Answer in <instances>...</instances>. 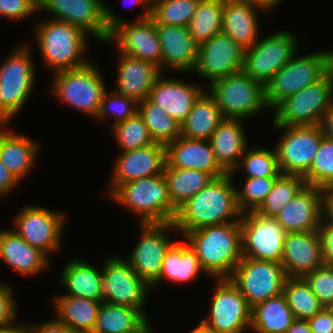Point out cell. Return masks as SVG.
<instances>
[{"label":"cell","mask_w":333,"mask_h":333,"mask_svg":"<svg viewBox=\"0 0 333 333\" xmlns=\"http://www.w3.org/2000/svg\"><path fill=\"white\" fill-rule=\"evenodd\" d=\"M333 103V84L325 75L319 81L304 87L282 101L273 111V125H319L328 107Z\"/></svg>","instance_id":"obj_10"},{"label":"cell","mask_w":333,"mask_h":333,"mask_svg":"<svg viewBox=\"0 0 333 333\" xmlns=\"http://www.w3.org/2000/svg\"><path fill=\"white\" fill-rule=\"evenodd\" d=\"M8 122H0V161L21 181L36 165L40 143L28 136L8 131Z\"/></svg>","instance_id":"obj_30"},{"label":"cell","mask_w":333,"mask_h":333,"mask_svg":"<svg viewBox=\"0 0 333 333\" xmlns=\"http://www.w3.org/2000/svg\"><path fill=\"white\" fill-rule=\"evenodd\" d=\"M112 134L121 152L141 149L154 144L143 118L137 113L125 121L112 125Z\"/></svg>","instance_id":"obj_44"},{"label":"cell","mask_w":333,"mask_h":333,"mask_svg":"<svg viewBox=\"0 0 333 333\" xmlns=\"http://www.w3.org/2000/svg\"><path fill=\"white\" fill-rule=\"evenodd\" d=\"M136 4L143 6L144 11L138 16L137 20H143L151 17V6L146 2V0H133Z\"/></svg>","instance_id":"obj_62"},{"label":"cell","mask_w":333,"mask_h":333,"mask_svg":"<svg viewBox=\"0 0 333 333\" xmlns=\"http://www.w3.org/2000/svg\"><path fill=\"white\" fill-rule=\"evenodd\" d=\"M168 167L201 170L213 178L228 174L217 162L209 140L188 139L180 135L165 145Z\"/></svg>","instance_id":"obj_24"},{"label":"cell","mask_w":333,"mask_h":333,"mask_svg":"<svg viewBox=\"0 0 333 333\" xmlns=\"http://www.w3.org/2000/svg\"><path fill=\"white\" fill-rule=\"evenodd\" d=\"M56 317L77 332L93 331L102 302L58 295L54 299Z\"/></svg>","instance_id":"obj_37"},{"label":"cell","mask_w":333,"mask_h":333,"mask_svg":"<svg viewBox=\"0 0 333 333\" xmlns=\"http://www.w3.org/2000/svg\"><path fill=\"white\" fill-rule=\"evenodd\" d=\"M277 178H244L243 188H236L237 203L244 212L255 211L265 200Z\"/></svg>","instance_id":"obj_48"},{"label":"cell","mask_w":333,"mask_h":333,"mask_svg":"<svg viewBox=\"0 0 333 333\" xmlns=\"http://www.w3.org/2000/svg\"><path fill=\"white\" fill-rule=\"evenodd\" d=\"M323 218V189L307 185L275 217L286 233L317 231Z\"/></svg>","instance_id":"obj_25"},{"label":"cell","mask_w":333,"mask_h":333,"mask_svg":"<svg viewBox=\"0 0 333 333\" xmlns=\"http://www.w3.org/2000/svg\"><path fill=\"white\" fill-rule=\"evenodd\" d=\"M242 121L244 119L226 118L209 139L218 164L228 174L237 168L249 145Z\"/></svg>","instance_id":"obj_31"},{"label":"cell","mask_w":333,"mask_h":333,"mask_svg":"<svg viewBox=\"0 0 333 333\" xmlns=\"http://www.w3.org/2000/svg\"><path fill=\"white\" fill-rule=\"evenodd\" d=\"M139 310L102 302L94 326L96 333H142L150 326Z\"/></svg>","instance_id":"obj_34"},{"label":"cell","mask_w":333,"mask_h":333,"mask_svg":"<svg viewBox=\"0 0 333 333\" xmlns=\"http://www.w3.org/2000/svg\"><path fill=\"white\" fill-rule=\"evenodd\" d=\"M31 333H79L61 322L57 317L50 321L30 325Z\"/></svg>","instance_id":"obj_54"},{"label":"cell","mask_w":333,"mask_h":333,"mask_svg":"<svg viewBox=\"0 0 333 333\" xmlns=\"http://www.w3.org/2000/svg\"><path fill=\"white\" fill-rule=\"evenodd\" d=\"M159 0H146V2L152 7L155 3H157Z\"/></svg>","instance_id":"obj_64"},{"label":"cell","mask_w":333,"mask_h":333,"mask_svg":"<svg viewBox=\"0 0 333 333\" xmlns=\"http://www.w3.org/2000/svg\"><path fill=\"white\" fill-rule=\"evenodd\" d=\"M323 217L333 223V186L323 189Z\"/></svg>","instance_id":"obj_56"},{"label":"cell","mask_w":333,"mask_h":333,"mask_svg":"<svg viewBox=\"0 0 333 333\" xmlns=\"http://www.w3.org/2000/svg\"><path fill=\"white\" fill-rule=\"evenodd\" d=\"M239 223L242 257L281 263L286 231L275 218L248 211Z\"/></svg>","instance_id":"obj_14"},{"label":"cell","mask_w":333,"mask_h":333,"mask_svg":"<svg viewBox=\"0 0 333 333\" xmlns=\"http://www.w3.org/2000/svg\"><path fill=\"white\" fill-rule=\"evenodd\" d=\"M306 186L305 179L302 176L281 174L255 212L265 217L275 218Z\"/></svg>","instance_id":"obj_42"},{"label":"cell","mask_w":333,"mask_h":333,"mask_svg":"<svg viewBox=\"0 0 333 333\" xmlns=\"http://www.w3.org/2000/svg\"><path fill=\"white\" fill-rule=\"evenodd\" d=\"M105 5V23L109 31L105 43L114 42L119 53L154 63L161 67L162 49L156 24L151 17L126 22Z\"/></svg>","instance_id":"obj_8"},{"label":"cell","mask_w":333,"mask_h":333,"mask_svg":"<svg viewBox=\"0 0 333 333\" xmlns=\"http://www.w3.org/2000/svg\"><path fill=\"white\" fill-rule=\"evenodd\" d=\"M34 31L40 55L48 69L57 72L78 68L90 61L84 55L89 35L82 28L65 21L46 19Z\"/></svg>","instance_id":"obj_3"},{"label":"cell","mask_w":333,"mask_h":333,"mask_svg":"<svg viewBox=\"0 0 333 333\" xmlns=\"http://www.w3.org/2000/svg\"><path fill=\"white\" fill-rule=\"evenodd\" d=\"M109 197L135 213L139 224L173 222L177 213L163 173L119 185Z\"/></svg>","instance_id":"obj_4"},{"label":"cell","mask_w":333,"mask_h":333,"mask_svg":"<svg viewBox=\"0 0 333 333\" xmlns=\"http://www.w3.org/2000/svg\"><path fill=\"white\" fill-rule=\"evenodd\" d=\"M246 49L224 33L198 45L197 61L193 74L208 80H215L241 72Z\"/></svg>","instance_id":"obj_18"},{"label":"cell","mask_w":333,"mask_h":333,"mask_svg":"<svg viewBox=\"0 0 333 333\" xmlns=\"http://www.w3.org/2000/svg\"><path fill=\"white\" fill-rule=\"evenodd\" d=\"M182 236L196 252L207 276L214 279L229 278L242 258L239 222L206 226Z\"/></svg>","instance_id":"obj_2"},{"label":"cell","mask_w":333,"mask_h":333,"mask_svg":"<svg viewBox=\"0 0 333 333\" xmlns=\"http://www.w3.org/2000/svg\"><path fill=\"white\" fill-rule=\"evenodd\" d=\"M66 215L37 205L24 207L14 218V231L47 257L62 241Z\"/></svg>","instance_id":"obj_17"},{"label":"cell","mask_w":333,"mask_h":333,"mask_svg":"<svg viewBox=\"0 0 333 333\" xmlns=\"http://www.w3.org/2000/svg\"><path fill=\"white\" fill-rule=\"evenodd\" d=\"M319 126L324 136L333 139V103L325 111Z\"/></svg>","instance_id":"obj_57"},{"label":"cell","mask_w":333,"mask_h":333,"mask_svg":"<svg viewBox=\"0 0 333 333\" xmlns=\"http://www.w3.org/2000/svg\"><path fill=\"white\" fill-rule=\"evenodd\" d=\"M116 92L137 102L148 98L151 88L162 73L154 63L126 54H118Z\"/></svg>","instance_id":"obj_27"},{"label":"cell","mask_w":333,"mask_h":333,"mask_svg":"<svg viewBox=\"0 0 333 333\" xmlns=\"http://www.w3.org/2000/svg\"><path fill=\"white\" fill-rule=\"evenodd\" d=\"M257 11L264 12L262 8L246 0L223 1L222 33L243 48H251L260 39Z\"/></svg>","instance_id":"obj_28"},{"label":"cell","mask_w":333,"mask_h":333,"mask_svg":"<svg viewBox=\"0 0 333 333\" xmlns=\"http://www.w3.org/2000/svg\"><path fill=\"white\" fill-rule=\"evenodd\" d=\"M215 280L210 313L198 323L208 333H245L250 329L252 308L229 278Z\"/></svg>","instance_id":"obj_9"},{"label":"cell","mask_w":333,"mask_h":333,"mask_svg":"<svg viewBox=\"0 0 333 333\" xmlns=\"http://www.w3.org/2000/svg\"><path fill=\"white\" fill-rule=\"evenodd\" d=\"M283 295L296 319L306 320L324 308L303 277H287Z\"/></svg>","instance_id":"obj_41"},{"label":"cell","mask_w":333,"mask_h":333,"mask_svg":"<svg viewBox=\"0 0 333 333\" xmlns=\"http://www.w3.org/2000/svg\"><path fill=\"white\" fill-rule=\"evenodd\" d=\"M239 167L245 170V178H278L281 175L275 147L273 150H268L248 146L237 168L230 174L234 175Z\"/></svg>","instance_id":"obj_43"},{"label":"cell","mask_w":333,"mask_h":333,"mask_svg":"<svg viewBox=\"0 0 333 333\" xmlns=\"http://www.w3.org/2000/svg\"><path fill=\"white\" fill-rule=\"evenodd\" d=\"M246 1L267 11L279 5L282 0H246Z\"/></svg>","instance_id":"obj_60"},{"label":"cell","mask_w":333,"mask_h":333,"mask_svg":"<svg viewBox=\"0 0 333 333\" xmlns=\"http://www.w3.org/2000/svg\"><path fill=\"white\" fill-rule=\"evenodd\" d=\"M287 276L281 263L242 257L229 279L252 308L283 293Z\"/></svg>","instance_id":"obj_12"},{"label":"cell","mask_w":333,"mask_h":333,"mask_svg":"<svg viewBox=\"0 0 333 333\" xmlns=\"http://www.w3.org/2000/svg\"><path fill=\"white\" fill-rule=\"evenodd\" d=\"M191 333H208L200 324H198Z\"/></svg>","instance_id":"obj_63"},{"label":"cell","mask_w":333,"mask_h":333,"mask_svg":"<svg viewBox=\"0 0 333 333\" xmlns=\"http://www.w3.org/2000/svg\"><path fill=\"white\" fill-rule=\"evenodd\" d=\"M0 259L20 275H37L49 267V257L13 229L0 230Z\"/></svg>","instance_id":"obj_29"},{"label":"cell","mask_w":333,"mask_h":333,"mask_svg":"<svg viewBox=\"0 0 333 333\" xmlns=\"http://www.w3.org/2000/svg\"><path fill=\"white\" fill-rule=\"evenodd\" d=\"M205 89L215 100L225 118L247 119L268 106L265 86L243 71L218 79Z\"/></svg>","instance_id":"obj_7"},{"label":"cell","mask_w":333,"mask_h":333,"mask_svg":"<svg viewBox=\"0 0 333 333\" xmlns=\"http://www.w3.org/2000/svg\"><path fill=\"white\" fill-rule=\"evenodd\" d=\"M156 30L162 49L160 71L166 67L180 73H192L197 61L198 44L188 27L156 24Z\"/></svg>","instance_id":"obj_26"},{"label":"cell","mask_w":333,"mask_h":333,"mask_svg":"<svg viewBox=\"0 0 333 333\" xmlns=\"http://www.w3.org/2000/svg\"><path fill=\"white\" fill-rule=\"evenodd\" d=\"M324 307L333 308V265L324 264L303 277Z\"/></svg>","instance_id":"obj_49"},{"label":"cell","mask_w":333,"mask_h":333,"mask_svg":"<svg viewBox=\"0 0 333 333\" xmlns=\"http://www.w3.org/2000/svg\"><path fill=\"white\" fill-rule=\"evenodd\" d=\"M138 114L154 142L166 145L181 135V125L148 98L138 102Z\"/></svg>","instance_id":"obj_40"},{"label":"cell","mask_w":333,"mask_h":333,"mask_svg":"<svg viewBox=\"0 0 333 333\" xmlns=\"http://www.w3.org/2000/svg\"><path fill=\"white\" fill-rule=\"evenodd\" d=\"M223 0H200L188 25L199 45L222 32Z\"/></svg>","instance_id":"obj_39"},{"label":"cell","mask_w":333,"mask_h":333,"mask_svg":"<svg viewBox=\"0 0 333 333\" xmlns=\"http://www.w3.org/2000/svg\"><path fill=\"white\" fill-rule=\"evenodd\" d=\"M306 320L312 333H333V308L324 307Z\"/></svg>","instance_id":"obj_53"},{"label":"cell","mask_w":333,"mask_h":333,"mask_svg":"<svg viewBox=\"0 0 333 333\" xmlns=\"http://www.w3.org/2000/svg\"><path fill=\"white\" fill-rule=\"evenodd\" d=\"M89 61L84 66L53 72L51 93L68 106L96 118L106 92L103 75Z\"/></svg>","instance_id":"obj_5"},{"label":"cell","mask_w":333,"mask_h":333,"mask_svg":"<svg viewBox=\"0 0 333 333\" xmlns=\"http://www.w3.org/2000/svg\"><path fill=\"white\" fill-rule=\"evenodd\" d=\"M29 45L22 44L0 65V122L22 111L35 86L36 70Z\"/></svg>","instance_id":"obj_6"},{"label":"cell","mask_w":333,"mask_h":333,"mask_svg":"<svg viewBox=\"0 0 333 333\" xmlns=\"http://www.w3.org/2000/svg\"><path fill=\"white\" fill-rule=\"evenodd\" d=\"M108 258L101 266L104 301L137 309L148 319L143 309L150 285L121 256Z\"/></svg>","instance_id":"obj_15"},{"label":"cell","mask_w":333,"mask_h":333,"mask_svg":"<svg viewBox=\"0 0 333 333\" xmlns=\"http://www.w3.org/2000/svg\"><path fill=\"white\" fill-rule=\"evenodd\" d=\"M286 333H312L307 320L296 319Z\"/></svg>","instance_id":"obj_59"},{"label":"cell","mask_w":333,"mask_h":333,"mask_svg":"<svg viewBox=\"0 0 333 333\" xmlns=\"http://www.w3.org/2000/svg\"><path fill=\"white\" fill-rule=\"evenodd\" d=\"M39 11L82 28L102 43L108 39L103 0H39Z\"/></svg>","instance_id":"obj_20"},{"label":"cell","mask_w":333,"mask_h":333,"mask_svg":"<svg viewBox=\"0 0 333 333\" xmlns=\"http://www.w3.org/2000/svg\"><path fill=\"white\" fill-rule=\"evenodd\" d=\"M59 279V283L68 291L65 295L104 302L102 270L85 259L68 261Z\"/></svg>","instance_id":"obj_32"},{"label":"cell","mask_w":333,"mask_h":333,"mask_svg":"<svg viewBox=\"0 0 333 333\" xmlns=\"http://www.w3.org/2000/svg\"><path fill=\"white\" fill-rule=\"evenodd\" d=\"M215 100L205 91L181 124V135L188 139L209 140L225 120Z\"/></svg>","instance_id":"obj_35"},{"label":"cell","mask_w":333,"mask_h":333,"mask_svg":"<svg viewBox=\"0 0 333 333\" xmlns=\"http://www.w3.org/2000/svg\"><path fill=\"white\" fill-rule=\"evenodd\" d=\"M233 179L231 174L214 178L177 209L173 224L181 237L206 226L240 221L243 212L237 203Z\"/></svg>","instance_id":"obj_1"},{"label":"cell","mask_w":333,"mask_h":333,"mask_svg":"<svg viewBox=\"0 0 333 333\" xmlns=\"http://www.w3.org/2000/svg\"><path fill=\"white\" fill-rule=\"evenodd\" d=\"M290 31H278L260 37L251 48L246 49L242 71L264 86L292 57L297 54V37Z\"/></svg>","instance_id":"obj_13"},{"label":"cell","mask_w":333,"mask_h":333,"mask_svg":"<svg viewBox=\"0 0 333 333\" xmlns=\"http://www.w3.org/2000/svg\"><path fill=\"white\" fill-rule=\"evenodd\" d=\"M273 126L283 131L275 146L281 174L303 177L308 172L324 136L320 126Z\"/></svg>","instance_id":"obj_16"},{"label":"cell","mask_w":333,"mask_h":333,"mask_svg":"<svg viewBox=\"0 0 333 333\" xmlns=\"http://www.w3.org/2000/svg\"><path fill=\"white\" fill-rule=\"evenodd\" d=\"M205 88L176 78H165L162 73L154 82L148 99L173 117L180 125L188 116Z\"/></svg>","instance_id":"obj_23"},{"label":"cell","mask_w":333,"mask_h":333,"mask_svg":"<svg viewBox=\"0 0 333 333\" xmlns=\"http://www.w3.org/2000/svg\"><path fill=\"white\" fill-rule=\"evenodd\" d=\"M297 56L295 54L266 84L265 99L269 110L326 75L324 50Z\"/></svg>","instance_id":"obj_11"},{"label":"cell","mask_w":333,"mask_h":333,"mask_svg":"<svg viewBox=\"0 0 333 333\" xmlns=\"http://www.w3.org/2000/svg\"><path fill=\"white\" fill-rule=\"evenodd\" d=\"M13 323V324H12ZM0 333H31L30 324L11 322L9 324L0 326Z\"/></svg>","instance_id":"obj_58"},{"label":"cell","mask_w":333,"mask_h":333,"mask_svg":"<svg viewBox=\"0 0 333 333\" xmlns=\"http://www.w3.org/2000/svg\"><path fill=\"white\" fill-rule=\"evenodd\" d=\"M138 113V102L130 97L117 93L115 90L108 93L107 90L101 100L99 112L95 120H103L114 115L115 125L135 116Z\"/></svg>","instance_id":"obj_47"},{"label":"cell","mask_w":333,"mask_h":333,"mask_svg":"<svg viewBox=\"0 0 333 333\" xmlns=\"http://www.w3.org/2000/svg\"><path fill=\"white\" fill-rule=\"evenodd\" d=\"M201 272L206 274L196 252L188 243L177 241L167 250L162 261L161 273L150 287L157 288L165 279L177 284L189 283L194 281Z\"/></svg>","instance_id":"obj_33"},{"label":"cell","mask_w":333,"mask_h":333,"mask_svg":"<svg viewBox=\"0 0 333 333\" xmlns=\"http://www.w3.org/2000/svg\"><path fill=\"white\" fill-rule=\"evenodd\" d=\"M303 178L306 185L320 189L333 186V139L322 137L314 160Z\"/></svg>","instance_id":"obj_46"},{"label":"cell","mask_w":333,"mask_h":333,"mask_svg":"<svg viewBox=\"0 0 333 333\" xmlns=\"http://www.w3.org/2000/svg\"><path fill=\"white\" fill-rule=\"evenodd\" d=\"M326 56V75L333 84V50L324 51Z\"/></svg>","instance_id":"obj_61"},{"label":"cell","mask_w":333,"mask_h":333,"mask_svg":"<svg viewBox=\"0 0 333 333\" xmlns=\"http://www.w3.org/2000/svg\"><path fill=\"white\" fill-rule=\"evenodd\" d=\"M200 0H159L151 7L155 24L188 27Z\"/></svg>","instance_id":"obj_45"},{"label":"cell","mask_w":333,"mask_h":333,"mask_svg":"<svg viewBox=\"0 0 333 333\" xmlns=\"http://www.w3.org/2000/svg\"><path fill=\"white\" fill-rule=\"evenodd\" d=\"M79 333H96L94 331H84V332H79Z\"/></svg>","instance_id":"obj_66"},{"label":"cell","mask_w":333,"mask_h":333,"mask_svg":"<svg viewBox=\"0 0 333 333\" xmlns=\"http://www.w3.org/2000/svg\"><path fill=\"white\" fill-rule=\"evenodd\" d=\"M12 291L11 286L0 283V326L16 320L18 306Z\"/></svg>","instance_id":"obj_51"},{"label":"cell","mask_w":333,"mask_h":333,"mask_svg":"<svg viewBox=\"0 0 333 333\" xmlns=\"http://www.w3.org/2000/svg\"><path fill=\"white\" fill-rule=\"evenodd\" d=\"M281 264L287 277H304L324 265L317 231L286 233Z\"/></svg>","instance_id":"obj_22"},{"label":"cell","mask_w":333,"mask_h":333,"mask_svg":"<svg viewBox=\"0 0 333 333\" xmlns=\"http://www.w3.org/2000/svg\"><path fill=\"white\" fill-rule=\"evenodd\" d=\"M295 320L282 293L252 307L250 329L255 333H286Z\"/></svg>","instance_id":"obj_36"},{"label":"cell","mask_w":333,"mask_h":333,"mask_svg":"<svg viewBox=\"0 0 333 333\" xmlns=\"http://www.w3.org/2000/svg\"><path fill=\"white\" fill-rule=\"evenodd\" d=\"M114 162L108 195L126 182L162 174L166 164L165 145L155 142L145 148L121 152Z\"/></svg>","instance_id":"obj_21"},{"label":"cell","mask_w":333,"mask_h":333,"mask_svg":"<svg viewBox=\"0 0 333 333\" xmlns=\"http://www.w3.org/2000/svg\"><path fill=\"white\" fill-rule=\"evenodd\" d=\"M153 329H152V327H151V325L146 329V330H144L142 333H152L153 331H152Z\"/></svg>","instance_id":"obj_65"},{"label":"cell","mask_w":333,"mask_h":333,"mask_svg":"<svg viewBox=\"0 0 333 333\" xmlns=\"http://www.w3.org/2000/svg\"><path fill=\"white\" fill-rule=\"evenodd\" d=\"M18 182L20 181L0 161V197L10 193L17 186Z\"/></svg>","instance_id":"obj_55"},{"label":"cell","mask_w":333,"mask_h":333,"mask_svg":"<svg viewBox=\"0 0 333 333\" xmlns=\"http://www.w3.org/2000/svg\"><path fill=\"white\" fill-rule=\"evenodd\" d=\"M318 232L322 242V255L324 264L333 265V223L328 222L323 217L321 219Z\"/></svg>","instance_id":"obj_52"},{"label":"cell","mask_w":333,"mask_h":333,"mask_svg":"<svg viewBox=\"0 0 333 333\" xmlns=\"http://www.w3.org/2000/svg\"><path fill=\"white\" fill-rule=\"evenodd\" d=\"M163 174L168 185L172 205L176 209L214 179L209 173L201 170L168 167L166 164Z\"/></svg>","instance_id":"obj_38"},{"label":"cell","mask_w":333,"mask_h":333,"mask_svg":"<svg viewBox=\"0 0 333 333\" xmlns=\"http://www.w3.org/2000/svg\"><path fill=\"white\" fill-rule=\"evenodd\" d=\"M140 240L126 261L130 267L151 285L160 275L162 261L174 243L167 231L175 230L173 222L140 224Z\"/></svg>","instance_id":"obj_19"},{"label":"cell","mask_w":333,"mask_h":333,"mask_svg":"<svg viewBox=\"0 0 333 333\" xmlns=\"http://www.w3.org/2000/svg\"><path fill=\"white\" fill-rule=\"evenodd\" d=\"M39 11V0H0V16L22 20Z\"/></svg>","instance_id":"obj_50"}]
</instances>
